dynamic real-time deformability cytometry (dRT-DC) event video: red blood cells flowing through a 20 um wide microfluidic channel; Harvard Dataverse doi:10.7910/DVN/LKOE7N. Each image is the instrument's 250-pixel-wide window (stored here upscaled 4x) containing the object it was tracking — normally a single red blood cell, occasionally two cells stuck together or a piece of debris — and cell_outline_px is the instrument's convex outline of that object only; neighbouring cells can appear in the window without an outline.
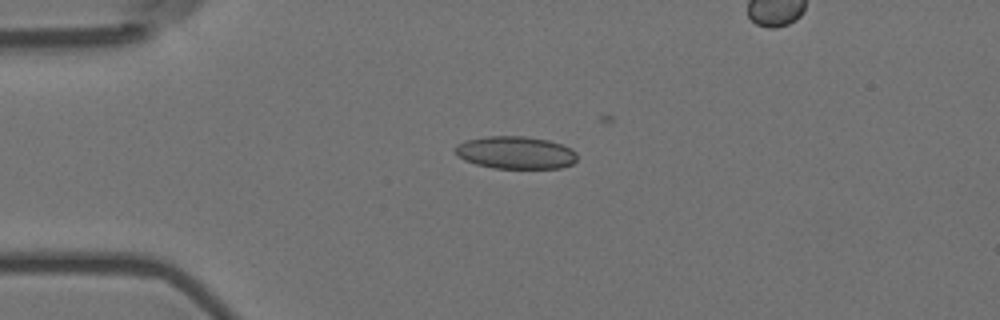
{"species": "Egyptian fruit bat (a non-hibernating species)", "species_latin": "Rousettus aegyptiacus", "temperature_condition": "room temperature", "stored_images_in_passage": 4, "segment_of_instrument_passage": [1, 2], "camera_frame_rate_fps": 3000, "um_per_image_px": 0.085, "animal": {"sex": "female"}, "frame": {"image": 1, "passage_image": 1, "time_ms": 0.0, "image_size_px": [1000, 320], "cell_outline_px": [[576, 160], [572, 164], [560, 168], [492, 168], [476, 164], [464, 160], [452, 148], [456, 144], [464, 140], [488, 136], [524, 136], [548, 140], [572, 148], [576, 152]], "centroid_in_image_um": [43.8, 12.97], "position_along_channel_um": 41.2, "area_um2": 23.24}}
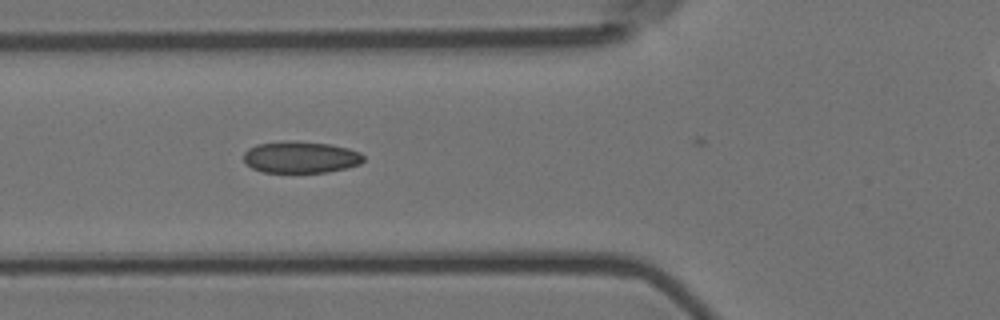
{"frame": {"image": 2, "passage_image": 3, "time_ms": 0.667, "image_size_px": [1000, 320], "cell_outline_px": [[364, 160], [360, 164], [328, 172], [264, 172], [252, 168], [244, 160], [244, 152], [248, 148], [256, 144], [284, 140], [296, 140], [328, 144], [348, 148], [360, 152], [364, 156]], "centroid_in_image_um": [25.54, 13.34], "position_along_channel_um": 100.3, "area_um2": 22.25}}